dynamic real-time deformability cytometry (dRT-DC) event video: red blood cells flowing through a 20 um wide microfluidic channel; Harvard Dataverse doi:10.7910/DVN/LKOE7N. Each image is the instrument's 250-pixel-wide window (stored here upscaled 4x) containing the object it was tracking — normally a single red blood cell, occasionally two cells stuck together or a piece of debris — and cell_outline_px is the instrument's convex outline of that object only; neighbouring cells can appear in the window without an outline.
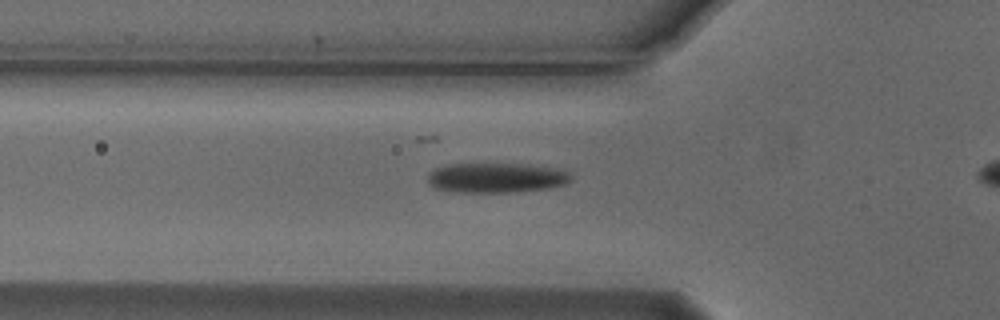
{"species": "Egyptian fruit bat (a non-hibernating species)", "species_latin": "Rousettus aegyptiacus", "temperature_condition": "cold", "stored_images_in_passage": 37, "camera_frame_rate_fps": 3000, "um_per_image_px": 0.085, "animal": {"sex": "male"}, "frame": {"image": 1, "passage_image": 8, "time_ms": 2.333, "image_size_px": [1000, 320], "cell_outline_px": [[572, 180], [564, 184], [548, 188], [516, 192], [456, 192], [436, 188], [428, 180], [428, 176], [436, 168], [448, 164], [528, 164], [556, 168], [568, 172], [572, 176]], "centroid_in_image_um": [42.23, 15.11], "position_along_channel_um": 83.6, "area_um2": 24.8}}
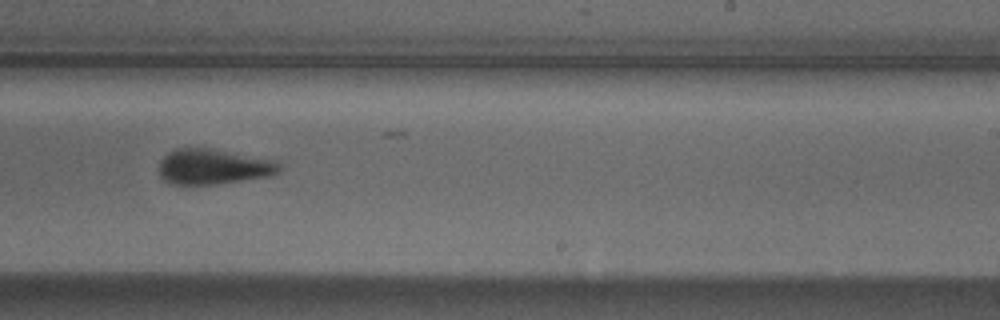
{"frame": {"image": 2, "passage_image": 23, "time_ms": 7.333, "image_size_px": [1000, 320], "cell_outline_px": [[284, 168], [280, 172], [272, 176], [216, 184], [176, 184], [164, 180], [160, 176], [160, 160], [168, 152], [176, 148], [208, 148], [280, 160]], "centroid_in_image_um": [18.24, 14.16], "position_along_channel_um": 270.8, "area_um2": 25.14}}
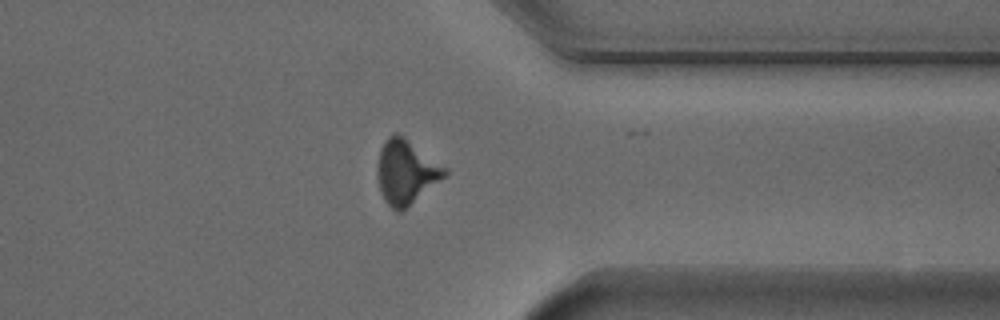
{"frame": {"image": 3, "passage_image": 32, "time_ms": 10.333, "image_size_px": [1000, 320], "cell_outline_px": [[448, 172], [444, 176], [400, 212], [396, 212], [384, 200], [380, 192], [376, 172], [376, 168], [380, 148], [388, 136], [396, 132], [404, 136], [448, 168]], "centroid_in_image_um": [34.47, 14.58], "position_along_channel_um": 376.9, "area_um2": 25.03}, "authors_computed_cell_mechanics": {"area_um2": 25.0274, "velocity_mm_per_s": 3.7456, "shape_relaxation_time_tau1_ms": 2.4547, "shape_relaxation_time_tau2_ms": 6.0438, "deformation_change_tau1": 0.1135, "deformation_change_tau2": 0.1567}}